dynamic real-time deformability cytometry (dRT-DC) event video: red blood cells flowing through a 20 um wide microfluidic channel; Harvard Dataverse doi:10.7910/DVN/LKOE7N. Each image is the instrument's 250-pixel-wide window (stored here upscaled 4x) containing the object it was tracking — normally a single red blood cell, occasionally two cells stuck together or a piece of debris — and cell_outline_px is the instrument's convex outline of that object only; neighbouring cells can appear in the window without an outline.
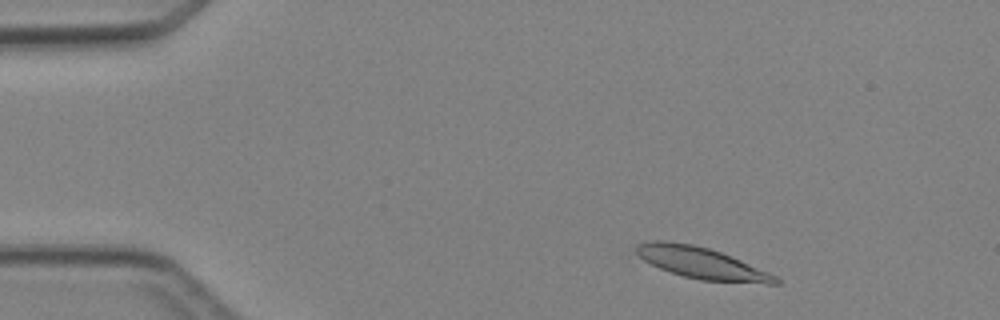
{"species": "Egyptian fruit bat (a non-hibernating species)", "species_latin": "Rousettus aegyptiacus", "temperature_condition": "cold", "stored_images_in_passage": 5, "camera_frame_rate_fps": 3000, "um_per_image_px": 0.085, "animal": {"sex": "female"}, "frame": {"image": 1, "passage_image": 2, "time_ms": 1.0, "image_size_px": [1000, 320], "cell_outline_px": [[780, 284], [764, 284], [700, 280], [684, 276], [660, 268], [644, 260], [636, 252], [636, 244], [652, 240], [664, 240], [692, 244], [708, 248], [720, 252], [740, 260], [768, 272], [776, 276], [780, 280]], "centroid_in_image_um": [59.64, 22.36], "position_along_channel_um": 25.4, "area_um2": 25.32}}
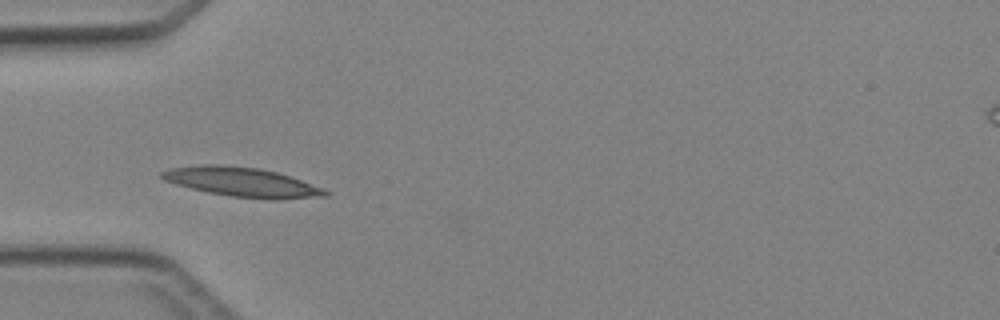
{"frame": {"image": 2, "passage_image": 4, "time_ms": 3.667, "image_size_px": [1000, 320], "cell_outline_px": [[332, 192], [328, 196], [276, 200], [268, 200], [232, 196], [208, 192], [176, 184], [164, 180], [160, 176], [160, 172], [168, 168], [200, 164], [220, 164], [260, 168], [276, 172], [324, 188]], "centroid_in_image_um": [20.58, 15.48], "position_along_channel_um": 64.4, "area_um2": 28.15}}
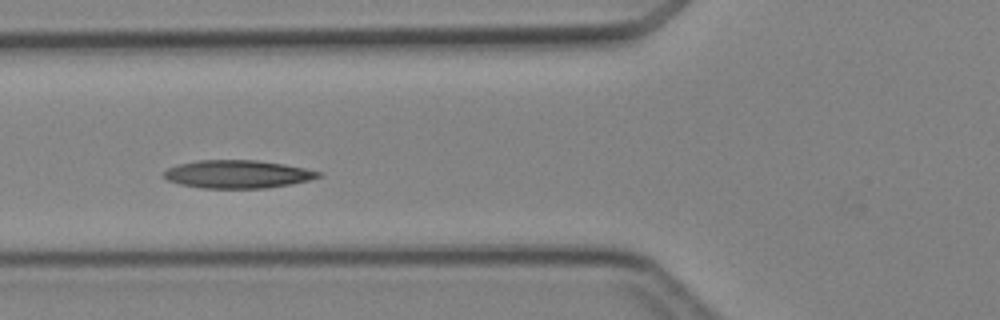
{"frame": {"image": 3, "passage_image": 5, "time_ms": 4.667, "image_size_px": [1000, 320], "cell_outline_px": [[324, 176], [308, 180], [268, 188], [200, 188], [180, 184], [168, 180], [164, 176], [164, 172], [168, 168], [176, 164], [200, 160], [256, 160], [284, 164], [324, 172]], "centroid_in_image_um": [20.21, 14.8], "position_along_channel_um": 105.6, "area_um2": 25.26}}